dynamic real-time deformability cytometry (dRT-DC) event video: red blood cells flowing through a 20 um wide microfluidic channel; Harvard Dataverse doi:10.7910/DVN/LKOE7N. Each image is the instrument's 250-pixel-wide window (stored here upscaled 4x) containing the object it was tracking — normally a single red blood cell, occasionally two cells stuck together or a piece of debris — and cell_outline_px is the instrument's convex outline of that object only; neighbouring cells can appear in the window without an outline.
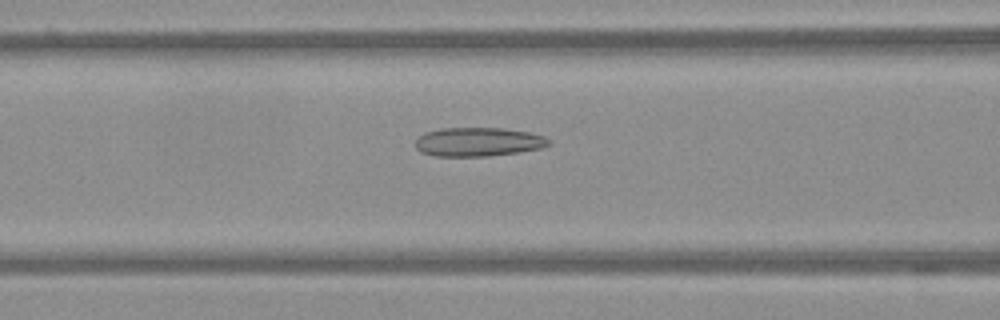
{"species": "Egyptian fruit bat (a non-hibernating species)", "species_latin": "Rousettus aegyptiacus", "temperature_condition": "warm", "stored_images_in_passage": 38, "camera_frame_rate_fps": 3000, "um_per_image_px": 0.085, "frame": {"image": 1, "passage_image": 15, "time_ms": 4.667, "image_size_px": [1000, 320], "cell_outline_px": [[552, 144], [540, 148], [516, 152], [488, 156], [436, 156], [420, 152], [416, 148], [416, 140], [424, 132], [440, 128], [504, 128], [528, 132], [544, 136], [552, 140]], "centroid_in_image_um": [40.65, 12.05], "position_along_channel_um": 125.9, "area_um2": 22.48}}
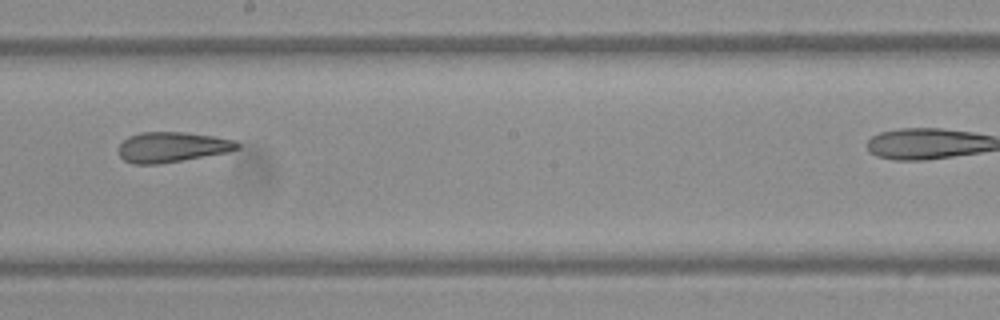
{"frame": {"image": 2, "passage_image": 24, "time_ms": 7.667, "image_size_px": [1000, 320], "cell_outline_px": [[240, 148], [228, 152], [160, 164], [132, 164], [124, 160], [120, 156], [120, 144], [128, 136], [140, 132], [184, 132], [216, 136], [236, 140], [240, 144]], "centroid_in_image_um": [14.66, 12.49], "position_along_channel_um": 233.5, "area_um2": 21.04}}
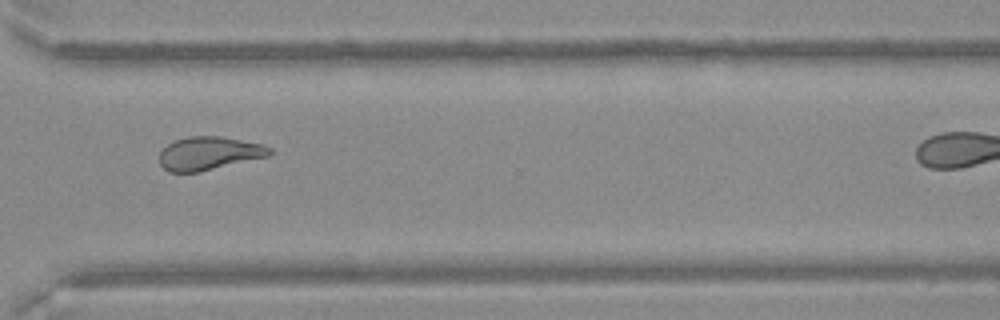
{"frame": {"image": 3, "passage_image": 34, "time_ms": 11.0, "image_size_px": [1000, 320], "cell_outline_px": [[272, 152], [268, 156], [200, 172], [168, 172], [160, 164], [160, 152], [168, 144], [176, 140], [188, 136], [220, 136], [264, 144], [272, 148]], "centroid_in_image_um": [17.78, 13.03], "position_along_channel_um": 352.8, "area_um2": 21.39}}